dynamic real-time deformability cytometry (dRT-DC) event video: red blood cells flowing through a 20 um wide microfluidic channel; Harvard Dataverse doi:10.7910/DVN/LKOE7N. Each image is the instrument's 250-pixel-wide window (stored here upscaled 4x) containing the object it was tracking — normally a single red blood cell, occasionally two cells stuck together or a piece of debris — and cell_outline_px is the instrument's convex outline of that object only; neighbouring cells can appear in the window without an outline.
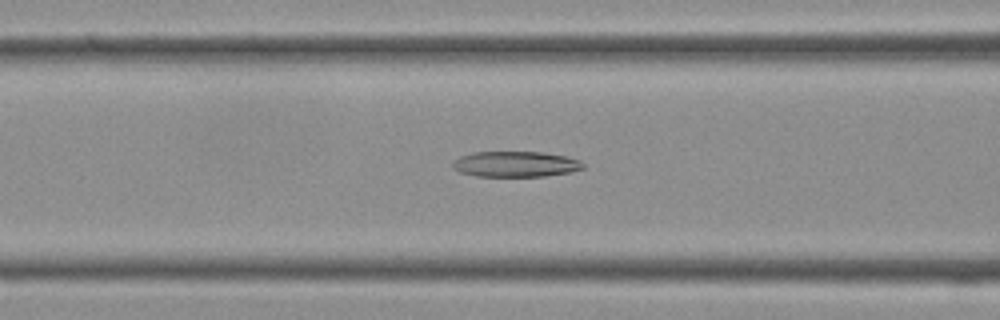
{"species": "Egyptian fruit bat (a non-hibernating species)", "species_latin": "Rousettus aegyptiacus", "temperature_condition": "cold", "stored_images_in_passage": 38, "camera_frame_rate_fps": 3000, "um_per_image_px": 0.085, "frame": {"image": 1, "passage_image": 15, "time_ms": 4.667, "image_size_px": [1000, 320], "cell_outline_px": [[584, 168], [572, 172], [544, 176], [476, 176], [460, 172], [452, 168], [452, 164], [460, 156], [472, 152], [540, 152], [564, 156], [580, 160], [584, 164]], "centroid_in_image_um": [43.82, 13.95], "position_along_channel_um": 122.8, "area_um2": 19.42}}
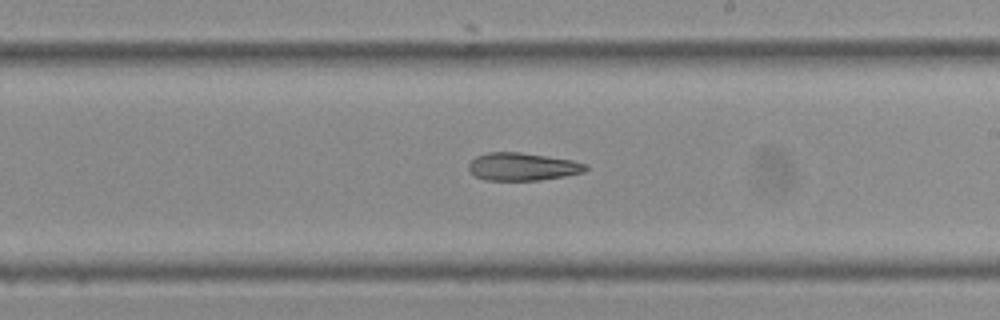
{"frame": {"image": 2, "passage_image": 22, "time_ms": 7.0, "image_size_px": [1000, 320], "cell_outline_px": [[588, 168], [584, 172], [564, 176], [540, 180], [484, 180], [476, 176], [468, 168], [468, 164], [476, 156], [488, 152], [520, 152], [572, 160], [588, 164]], "centroid_in_image_um": [44.42, 14.16], "position_along_channel_um": 244.6, "area_um2": 18.9}}
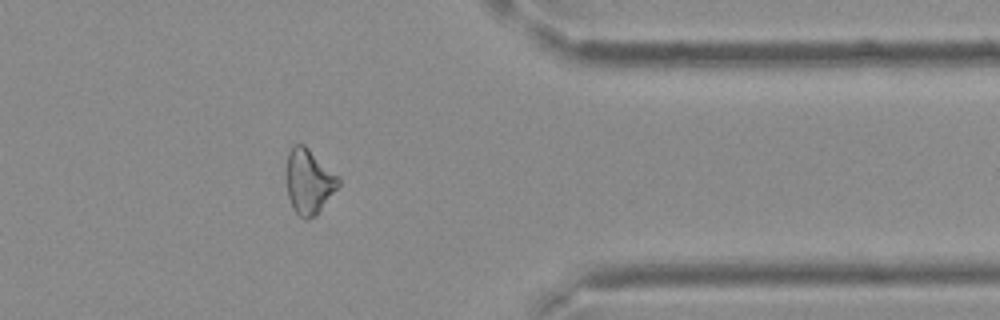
{"frame": {"image": 3, "passage_image": 31, "time_ms": 10.0, "image_size_px": [1000, 320], "cell_outline_px": [[340, 184], [316, 216], [308, 220], [304, 220], [292, 208], [288, 196], [288, 152], [292, 144], [304, 144], [340, 176]], "centroid_in_image_um": [26.29, 15.43], "position_along_channel_um": 385.1, "area_um2": 19.65}}